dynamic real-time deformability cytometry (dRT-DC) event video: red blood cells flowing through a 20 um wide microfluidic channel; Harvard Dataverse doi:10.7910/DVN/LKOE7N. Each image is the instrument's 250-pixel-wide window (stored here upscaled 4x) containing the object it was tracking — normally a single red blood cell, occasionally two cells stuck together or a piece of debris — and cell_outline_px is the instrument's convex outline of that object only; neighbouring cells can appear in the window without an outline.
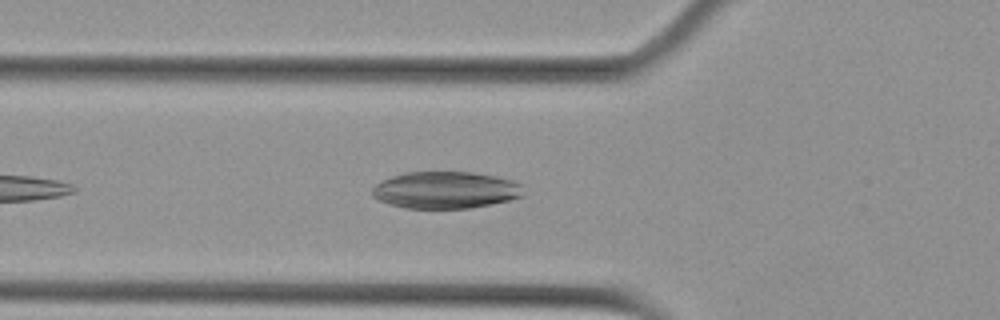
{"species": "Egyptian fruit bat (a non-hibernating species)", "species_latin": "Rousettus aegyptiacus", "temperature_condition": "cold", "stored_images_in_passage": 24, "camera_frame_rate_fps": 3000, "um_per_image_px": 0.085, "animal": {"sex": "female"}, "frame": {"image": 1, "passage_image": 6, "time_ms": 1.667, "image_size_px": [1000, 320], "cell_outline_px": [[524, 196], [492, 204], [472, 208], [404, 208], [388, 204], [372, 196], [372, 188], [376, 184], [392, 176], [404, 172], [472, 172], [496, 176], [516, 180], [520, 184]], "centroid_in_image_um": [37.89, 16.15], "position_along_channel_um": 87.9, "area_um2": 32.71}}
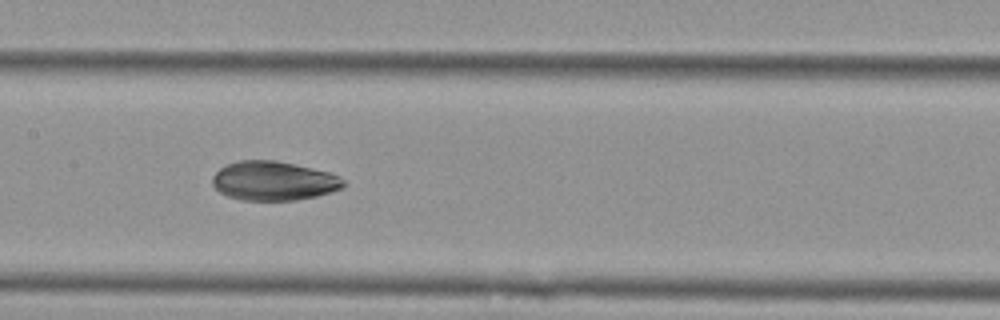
{"frame": {"image": 2, "passage_image": 14, "time_ms": 4.333, "image_size_px": [1000, 320], "cell_outline_px": [[344, 184], [340, 188], [332, 192], [316, 196], [296, 200], [240, 200], [228, 196], [220, 192], [212, 184], [212, 176], [220, 168], [228, 164], [240, 160], [276, 160], [312, 168], [328, 172], [340, 176], [344, 180]], "centroid_in_image_um": [23.25, 15.37], "position_along_channel_um": 184.2, "area_um2": 29.82}}
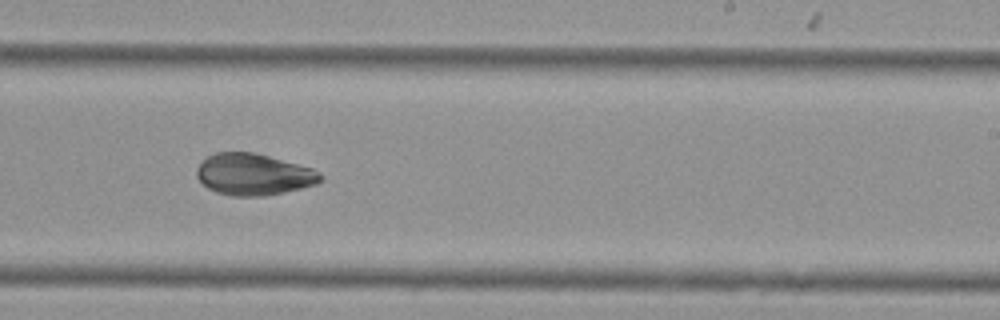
{"frame": {"image": 3, "passage_image": 21, "time_ms": 6.667, "image_size_px": [1000, 320], "cell_outline_px": [[324, 180], [316, 184], [284, 192], [264, 196], [232, 196], [216, 192], [208, 188], [196, 176], [196, 168], [208, 156], [216, 152], [256, 152], [312, 168], [320, 172], [324, 176]], "centroid_in_image_um": [21.58, 14.82], "position_along_channel_um": 267.4, "area_um2": 30.06}}